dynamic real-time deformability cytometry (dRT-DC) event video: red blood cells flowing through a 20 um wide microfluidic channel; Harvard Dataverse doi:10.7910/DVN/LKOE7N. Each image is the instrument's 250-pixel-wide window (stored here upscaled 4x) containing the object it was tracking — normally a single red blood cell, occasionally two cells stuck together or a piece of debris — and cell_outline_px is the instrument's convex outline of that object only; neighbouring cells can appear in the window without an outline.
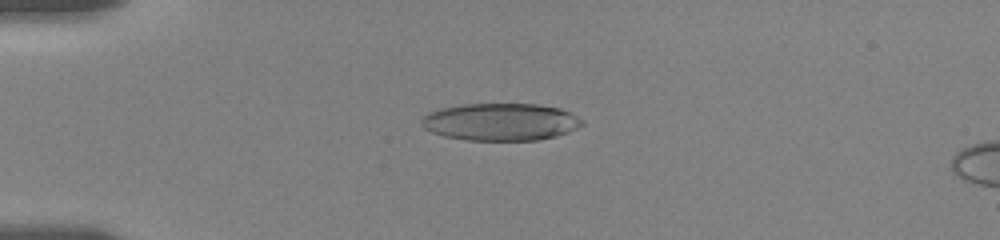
{"species": "human", "species_latin": "Homo sapiens", "temperature_condition": "room temperature", "stored_images_in_passage": 46, "camera_frame_rate_fps": 3000, "um_per_image_px": 0.085, "donor": {"sex": "female"}, "frame": {"image": 1, "passage_image": 13, "time_ms": 4.333, "image_size_px": [1000, 240], "cell_outline_px": [[584, 124], [568, 132], [556, 136], [540, 140], [468, 140], [444, 136], [432, 132], [424, 128], [420, 124], [420, 120], [428, 112], [440, 108], [460, 104], [536, 104], [560, 108], [584, 120]], "centroid_in_image_um": [42.53, 10.36], "position_along_channel_um": 42.5, "area_um2": 35.08}}
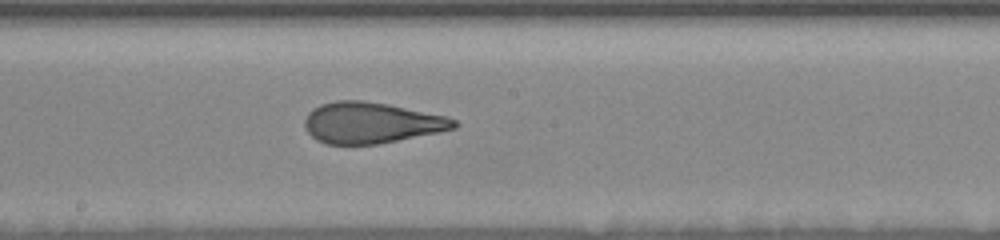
{"frame": {"image": 2, "passage_image": 29, "time_ms": 10.0, "image_size_px": [1000, 240], "cell_outline_px": [[460, 124], [456, 128], [440, 132], [380, 144], [324, 144], [316, 140], [308, 132], [304, 124], [304, 120], [308, 112], [312, 108], [320, 104], [336, 100], [364, 100], [388, 104], [448, 116], [456, 120]], "centroid_in_image_um": [31.57, 10.43], "position_along_channel_um": 216.6, "area_um2": 36.13}}
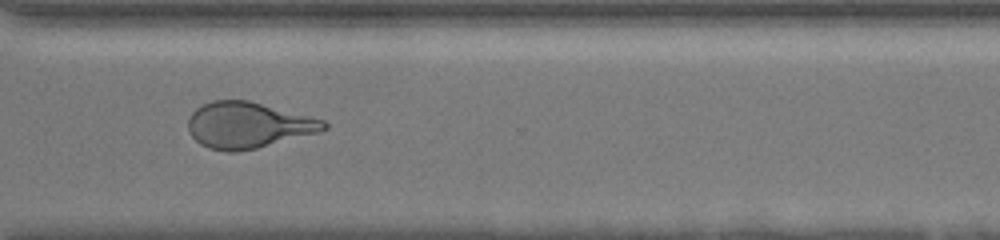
{"frame": {"image": 3, "passage_image": 45, "time_ms": 13.667, "image_size_px": [1000, 240], "cell_outline_px": [[328, 128], [320, 132], [256, 148], [236, 152], [228, 152], [208, 148], [200, 144], [188, 132], [188, 116], [196, 108], [212, 100], [248, 100], [324, 120], [328, 124]], "centroid_in_image_um": [21.06, 10.64], "position_along_channel_um": 349.5, "area_um2": 36.36}}